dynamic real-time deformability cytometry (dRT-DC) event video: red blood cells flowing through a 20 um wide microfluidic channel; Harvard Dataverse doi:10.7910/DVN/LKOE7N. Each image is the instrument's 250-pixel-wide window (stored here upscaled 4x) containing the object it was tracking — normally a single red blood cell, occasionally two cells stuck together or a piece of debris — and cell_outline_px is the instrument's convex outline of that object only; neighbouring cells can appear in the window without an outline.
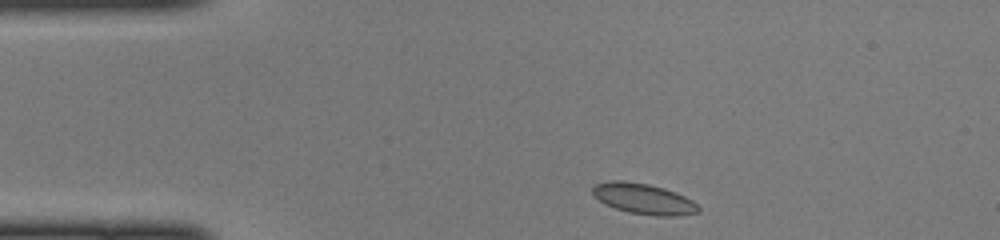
{"species": "common noctule bat (a hibernating species)", "species_latin": "Nyctalus noctula", "temperature_condition": "cold", "stored_images_in_passage": 39, "camera_frame_rate_fps": 3000, "um_per_image_px": 0.085, "animal": {"sex": "female", "body_mass_g": 22.0, "forearm_length_mm": 56.7}, "frame": {"image": 1, "passage_image": 1, "time_ms": 0.0, "image_size_px": [1000, 240], "cell_outline_px": [[700, 212], [676, 216], [656, 216], [628, 212], [604, 204], [592, 192], [592, 188], [596, 184], [612, 180], [624, 180], [648, 184], [664, 188], [684, 196], [692, 200], [700, 208]], "centroid_in_image_um": [54.72, 16.9], "position_along_channel_um": 30.3, "area_um2": 18.79}}
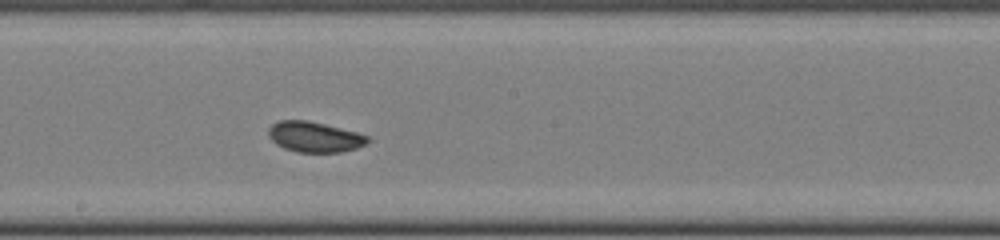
{"frame": {"image": 2, "passage_image": 18, "time_ms": 5.667, "image_size_px": [1000, 240], "cell_outline_px": [[368, 144], [356, 148], [340, 152], [296, 152], [284, 148], [276, 144], [268, 136], [268, 128], [272, 124], [280, 120], [308, 120], [356, 132], [368, 136]], "centroid_in_image_um": [26.71, 11.64], "position_along_channel_um": 221.5, "area_um2": 17.57}}
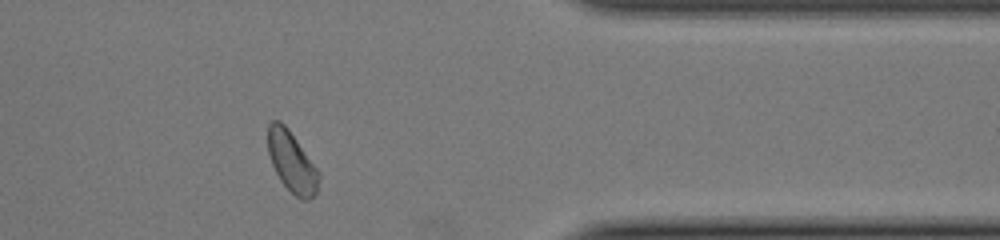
{"frame": {"image": 3, "passage_image": 31, "time_ms": 10.0, "image_size_px": [1000, 240], "cell_outline_px": [[320, 176], [316, 192], [308, 200], [300, 200], [280, 180], [272, 164], [268, 152], [268, 124], [272, 120], [280, 120], [288, 128], [320, 172]], "centroid_in_image_um": [24.8, 13.74], "position_along_channel_um": 386.6, "area_um2": 17.86}}